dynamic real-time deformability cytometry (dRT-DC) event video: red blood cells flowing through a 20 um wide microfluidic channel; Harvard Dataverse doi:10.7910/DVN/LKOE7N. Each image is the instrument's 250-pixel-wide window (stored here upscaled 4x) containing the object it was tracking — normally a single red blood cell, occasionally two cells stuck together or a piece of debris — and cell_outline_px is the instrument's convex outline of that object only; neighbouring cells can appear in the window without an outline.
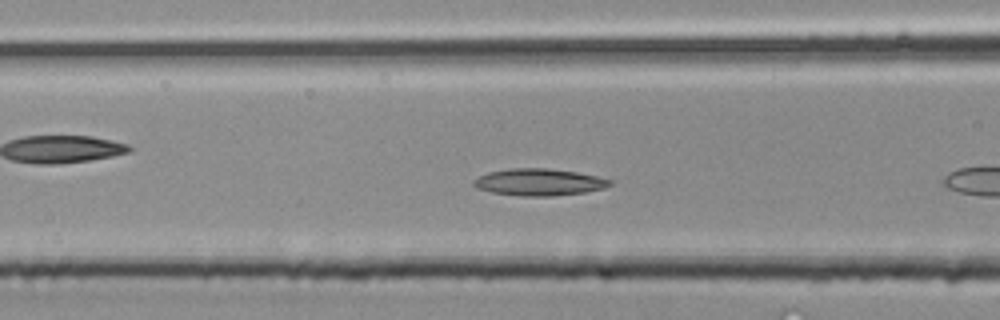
{"species": "common noctule bat (a hibernating species)", "species_latin": "Nyctalus noctula", "temperature_condition": "room temperature", "stored_images_in_passage": 6, "camera_frame_rate_fps": 3000, "um_per_image_px": 0.085, "animal": {"sex": "male", "body_mass_g": 20.4}, "frame": {"image": 1, "passage_image": 5, "time_ms": 1.333, "image_size_px": [1000, 320], "cell_outline_px": [[612, 184], [604, 188], [584, 192], [552, 196], [520, 196], [492, 192], [476, 188], [472, 184], [472, 180], [488, 172], [508, 168], [548, 168], [576, 172], [596, 176], [612, 180]], "centroid_in_image_um": [45.79, 15.48], "position_along_channel_um": 120.8, "area_um2": 21.39}}
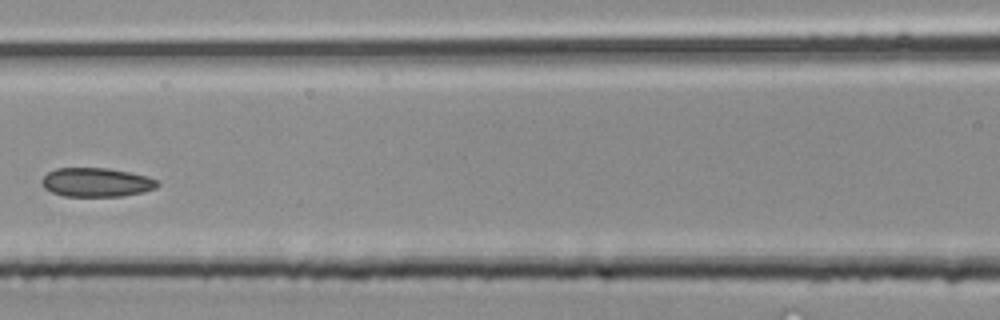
{"frame": {"image": 2, "passage_image": 6, "time_ms": 1.667, "image_size_px": [1000, 320], "cell_outline_px": [[160, 184], [156, 188], [124, 196], [64, 196], [52, 192], [44, 188], [40, 180], [48, 172], [56, 168], [108, 168], [148, 176], [156, 180]], "centroid_in_image_um": [8.17, 15.49], "position_along_channel_um": 158.4, "area_um2": 19.48}}